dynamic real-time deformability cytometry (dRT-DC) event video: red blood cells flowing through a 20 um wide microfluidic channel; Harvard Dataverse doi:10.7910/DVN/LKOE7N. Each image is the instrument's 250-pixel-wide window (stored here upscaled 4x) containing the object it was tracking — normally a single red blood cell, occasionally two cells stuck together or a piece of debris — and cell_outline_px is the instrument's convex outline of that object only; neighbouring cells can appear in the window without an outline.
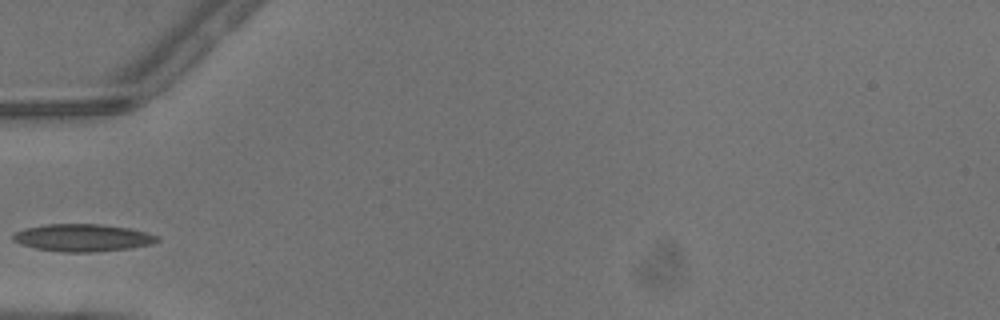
{"species": "common noctule bat (a hibernating species)", "species_latin": "Nyctalus noctula", "temperature_condition": "warm", "stored_images_in_passage": 1, "camera_frame_rate_fps": 3000, "um_per_image_px": 0.085, "animal": {"sex": "male", "body_mass_g": 13.3}, "frame": {"image": 1, "passage_image": 1, "time_ms": 0.0, "image_size_px": [1000, 320], "cell_outline_px": [[160, 240], [152, 244], [132, 248], [92, 252], [60, 252], [36, 248], [20, 244], [12, 240], [12, 236], [16, 232], [24, 228], [44, 224], [100, 224], [128, 228], [148, 232], [160, 236]], "centroid_in_image_um": [7.05, 20.21], "position_along_channel_um": 78.0, "area_um2": 23.24}}